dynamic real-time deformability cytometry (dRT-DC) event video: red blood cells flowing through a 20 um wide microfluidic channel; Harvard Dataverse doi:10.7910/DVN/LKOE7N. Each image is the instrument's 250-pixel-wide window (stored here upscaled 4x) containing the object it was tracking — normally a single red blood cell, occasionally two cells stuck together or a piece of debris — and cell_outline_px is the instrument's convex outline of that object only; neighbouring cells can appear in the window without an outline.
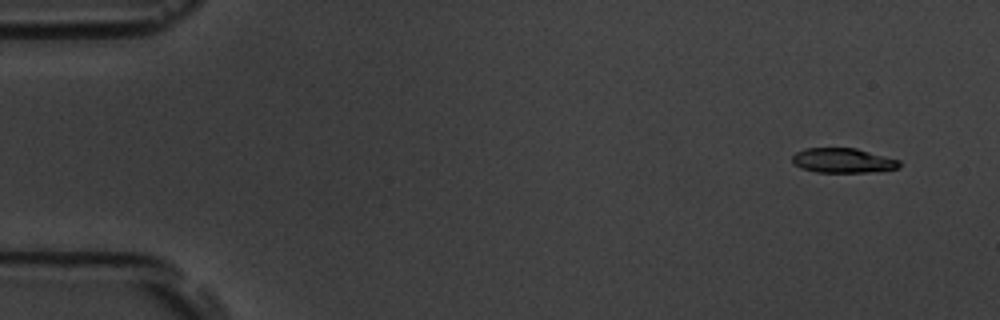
{"species": "common noctule bat (a hibernating species)", "species_latin": "Nyctalus noctula", "temperature_condition": "room temperature", "stored_images_in_passage": 54, "camera_frame_rate_fps": 3000, "um_per_image_px": 0.085, "animal": {"sex": "male", "body_mass_g": 19.5, "forearm_length_mm": 54.6}, "frame": {"image": 1, "passage_image": 4, "time_ms": 1.0, "image_size_px": [1000, 320], "cell_outline_px": [[900, 168], [868, 172], [816, 172], [800, 168], [792, 160], [792, 156], [796, 152], [804, 148], [856, 148], [900, 160]], "centroid_in_image_um": [71.65, 13.64], "position_along_channel_um": 13.4, "area_um2": 15.37}}
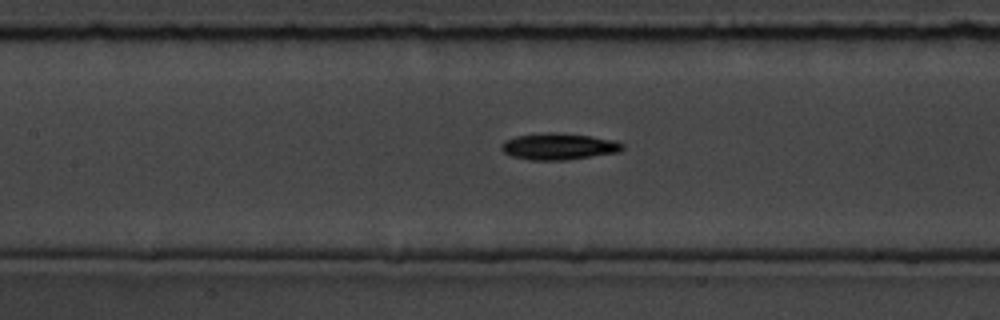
{"frame": {"image": 2, "passage_image": 25, "time_ms": 8.0, "image_size_px": [1000, 320], "cell_outline_px": [[624, 148], [620, 152], [564, 160], [532, 160], [512, 156], [504, 152], [500, 148], [500, 144], [504, 140], [516, 136], [552, 132], [588, 136], [616, 140], [624, 144]], "centroid_in_image_um": [47.49, 12.45], "position_along_channel_um": 159.9, "area_um2": 18.61}}
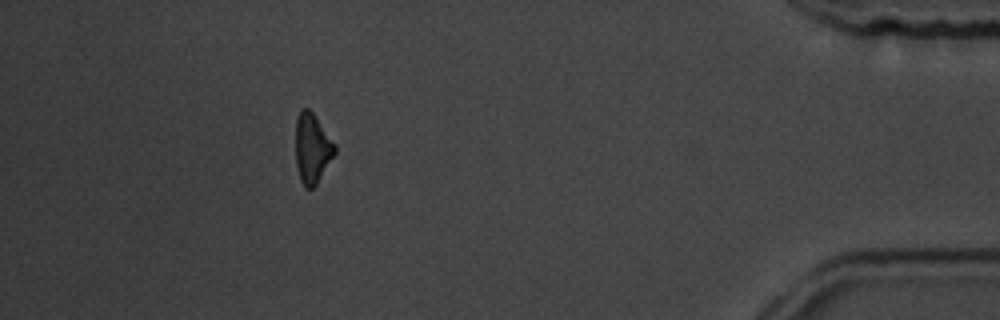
{"frame": {"image": 3, "passage_image": 49, "time_ms": 16.0, "image_size_px": [1000, 320], "cell_outline_px": [[336, 152], [316, 184], [312, 188], [304, 188], [300, 180], [296, 164], [296, 120], [300, 112], [304, 108], [308, 108], [312, 112], [336, 144]], "centroid_in_image_um": [26.54, 12.62], "position_along_channel_um": 408.7, "area_um2": 15.78}, "authors_computed_cell_mechanics": {"area_um2": 16.8198, "velocity_mm_per_s": 3.7872, "shape_relaxation_time_tau1_ms": 2.2168, "shape_relaxation_time_tau2_ms": null, "deformation_change_tau1": 0.1408, "deformation_change_tau2": null}}